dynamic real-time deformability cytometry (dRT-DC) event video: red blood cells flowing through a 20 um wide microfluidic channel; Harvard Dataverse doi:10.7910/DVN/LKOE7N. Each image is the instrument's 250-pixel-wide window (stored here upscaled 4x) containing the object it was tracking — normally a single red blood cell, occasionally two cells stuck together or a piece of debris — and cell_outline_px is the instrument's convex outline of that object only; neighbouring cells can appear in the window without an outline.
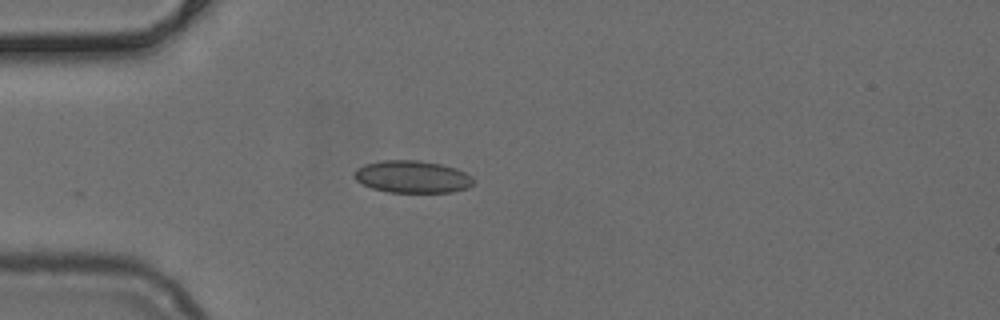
{"species": "common noctule bat (a hibernating species)", "species_latin": "Nyctalus noctula", "temperature_condition": "cold", "stored_images_in_passage": 32, "camera_frame_rate_fps": 3000, "um_per_image_px": 0.085, "animal": {"sex": "female", "body_mass_g": 24.6, "forearm_length_mm": 56.2}, "frame": {"image": 1, "passage_image": 1, "time_ms": 0.0, "image_size_px": [1000, 320], "cell_outline_px": [[476, 180], [468, 188], [452, 192], [388, 192], [372, 188], [356, 180], [356, 168], [364, 164], [384, 160], [416, 160], [440, 164], [456, 168], [472, 176]], "centroid_in_image_um": [35.08, 15.02], "position_along_channel_um": 49.9, "area_um2": 22.31}}
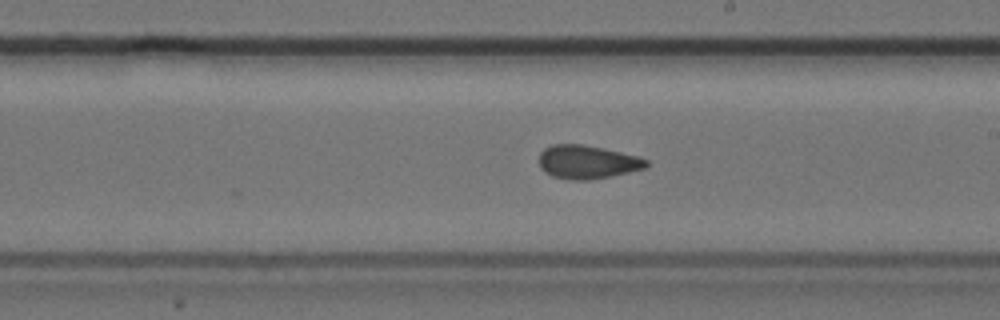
{"frame": {"image": 2, "passage_image": 16, "time_ms": 5.0, "image_size_px": [1000, 320], "cell_outline_px": [[648, 168], [612, 176], [588, 180], [572, 180], [552, 176], [544, 172], [540, 168], [540, 152], [544, 148], [552, 144], [584, 144], [604, 148], [636, 156], [648, 160]], "centroid_in_image_um": [49.92, 13.77], "position_along_channel_um": 239.1, "area_um2": 21.1}}
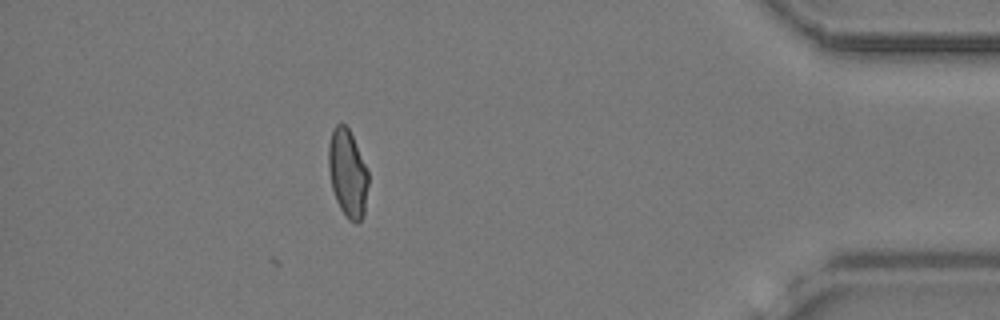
{"frame": {"image": 3, "passage_image": 32, "time_ms": 10.333, "image_size_px": [1000, 320], "cell_outline_px": [[368, 184], [364, 216], [360, 220], [348, 220], [340, 208], [336, 200], [332, 188], [328, 168], [328, 144], [332, 128], [336, 124], [344, 124], [348, 128], [352, 136], [368, 172]], "centroid_in_image_um": [29.53, 14.71], "position_along_channel_um": 405.7, "area_um2": 20.17}}